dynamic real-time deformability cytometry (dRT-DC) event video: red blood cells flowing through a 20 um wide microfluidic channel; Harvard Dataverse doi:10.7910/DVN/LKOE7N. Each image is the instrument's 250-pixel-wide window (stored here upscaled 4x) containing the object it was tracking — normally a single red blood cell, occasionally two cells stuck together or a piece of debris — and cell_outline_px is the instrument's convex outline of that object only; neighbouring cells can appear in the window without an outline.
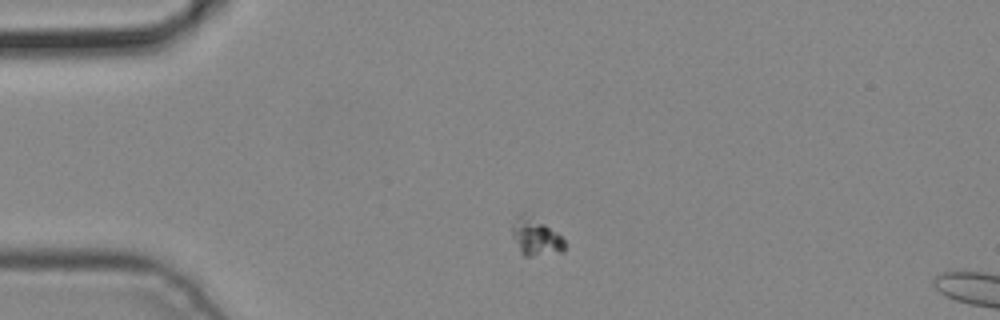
{"species": "common noctule bat (a hibernating species)", "species_latin": "Nyctalus noctula", "temperature_condition": "cold", "stored_images_in_passage": 3, "camera_frame_rate_fps": 3000, "um_per_image_px": 0.085, "animal": {"sex": "male", "body_mass_g": 19.2, "forearm_length_mm": 51.8}, "frame": {"image": 1, "passage_image": 1, "time_ms": 0.0, "image_size_px": [1000, 320], "cell_outline_px": [[564, 252], [532, 256], [524, 256], [520, 252], [512, 236], [512, 228], [516, 216], [524, 212], [544, 224], [556, 232], [564, 240]], "centroid_in_image_um": [45.51, 20.15], "position_along_channel_um": 39.5, "area_um2": 11.27}}